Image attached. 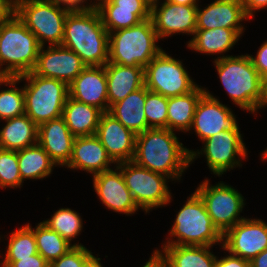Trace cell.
I'll return each instance as SVG.
<instances>
[{
    "label": "cell",
    "instance_id": "obj_7",
    "mask_svg": "<svg viewBox=\"0 0 267 267\" xmlns=\"http://www.w3.org/2000/svg\"><path fill=\"white\" fill-rule=\"evenodd\" d=\"M24 83L25 114L37 125L62 117L69 86L58 79L33 72L17 77ZM25 81V82H24Z\"/></svg>",
    "mask_w": 267,
    "mask_h": 267
},
{
    "label": "cell",
    "instance_id": "obj_36",
    "mask_svg": "<svg viewBox=\"0 0 267 267\" xmlns=\"http://www.w3.org/2000/svg\"><path fill=\"white\" fill-rule=\"evenodd\" d=\"M23 183L19 171L17 151L0 148V189L21 188Z\"/></svg>",
    "mask_w": 267,
    "mask_h": 267
},
{
    "label": "cell",
    "instance_id": "obj_9",
    "mask_svg": "<svg viewBox=\"0 0 267 267\" xmlns=\"http://www.w3.org/2000/svg\"><path fill=\"white\" fill-rule=\"evenodd\" d=\"M70 10L41 0H19L15 14L36 35L39 45H61L64 23Z\"/></svg>",
    "mask_w": 267,
    "mask_h": 267
},
{
    "label": "cell",
    "instance_id": "obj_44",
    "mask_svg": "<svg viewBox=\"0 0 267 267\" xmlns=\"http://www.w3.org/2000/svg\"><path fill=\"white\" fill-rule=\"evenodd\" d=\"M41 1L64 7L70 11H77L87 8L86 0H41Z\"/></svg>",
    "mask_w": 267,
    "mask_h": 267
},
{
    "label": "cell",
    "instance_id": "obj_37",
    "mask_svg": "<svg viewBox=\"0 0 267 267\" xmlns=\"http://www.w3.org/2000/svg\"><path fill=\"white\" fill-rule=\"evenodd\" d=\"M167 107V97L152 91L147 92L144 110L150 128H167Z\"/></svg>",
    "mask_w": 267,
    "mask_h": 267
},
{
    "label": "cell",
    "instance_id": "obj_18",
    "mask_svg": "<svg viewBox=\"0 0 267 267\" xmlns=\"http://www.w3.org/2000/svg\"><path fill=\"white\" fill-rule=\"evenodd\" d=\"M201 7L198 5L197 8L196 29H233L242 37L246 30L243 23L251 20L245 13L242 0H214Z\"/></svg>",
    "mask_w": 267,
    "mask_h": 267
},
{
    "label": "cell",
    "instance_id": "obj_42",
    "mask_svg": "<svg viewBox=\"0 0 267 267\" xmlns=\"http://www.w3.org/2000/svg\"><path fill=\"white\" fill-rule=\"evenodd\" d=\"M226 255L222 257L217 256L216 262H215V267H250V261L242 259L241 257H237L234 255H231L228 252H225Z\"/></svg>",
    "mask_w": 267,
    "mask_h": 267
},
{
    "label": "cell",
    "instance_id": "obj_46",
    "mask_svg": "<svg viewBox=\"0 0 267 267\" xmlns=\"http://www.w3.org/2000/svg\"><path fill=\"white\" fill-rule=\"evenodd\" d=\"M250 267H267V249L250 261Z\"/></svg>",
    "mask_w": 267,
    "mask_h": 267
},
{
    "label": "cell",
    "instance_id": "obj_27",
    "mask_svg": "<svg viewBox=\"0 0 267 267\" xmlns=\"http://www.w3.org/2000/svg\"><path fill=\"white\" fill-rule=\"evenodd\" d=\"M102 113L97 107L69 96L63 108L62 118L75 137L91 136L96 135Z\"/></svg>",
    "mask_w": 267,
    "mask_h": 267
},
{
    "label": "cell",
    "instance_id": "obj_51",
    "mask_svg": "<svg viewBox=\"0 0 267 267\" xmlns=\"http://www.w3.org/2000/svg\"><path fill=\"white\" fill-rule=\"evenodd\" d=\"M90 3H89V2ZM108 1V0H86L87 7L96 8L101 3Z\"/></svg>",
    "mask_w": 267,
    "mask_h": 267
},
{
    "label": "cell",
    "instance_id": "obj_28",
    "mask_svg": "<svg viewBox=\"0 0 267 267\" xmlns=\"http://www.w3.org/2000/svg\"><path fill=\"white\" fill-rule=\"evenodd\" d=\"M0 129V148L19 151L37 144L38 126L26 115L4 120Z\"/></svg>",
    "mask_w": 267,
    "mask_h": 267
},
{
    "label": "cell",
    "instance_id": "obj_29",
    "mask_svg": "<svg viewBox=\"0 0 267 267\" xmlns=\"http://www.w3.org/2000/svg\"><path fill=\"white\" fill-rule=\"evenodd\" d=\"M205 93V87L198 85L190 93L168 98L167 129L187 134L191 128L196 106Z\"/></svg>",
    "mask_w": 267,
    "mask_h": 267
},
{
    "label": "cell",
    "instance_id": "obj_52",
    "mask_svg": "<svg viewBox=\"0 0 267 267\" xmlns=\"http://www.w3.org/2000/svg\"><path fill=\"white\" fill-rule=\"evenodd\" d=\"M260 158H261L260 160H262V161L267 160V147H266V149L263 150V152L261 153Z\"/></svg>",
    "mask_w": 267,
    "mask_h": 267
},
{
    "label": "cell",
    "instance_id": "obj_11",
    "mask_svg": "<svg viewBox=\"0 0 267 267\" xmlns=\"http://www.w3.org/2000/svg\"><path fill=\"white\" fill-rule=\"evenodd\" d=\"M194 191L201 197L214 226L222 235L246 218L240 214L246 199L228 183L220 181L213 185L205 177Z\"/></svg>",
    "mask_w": 267,
    "mask_h": 267
},
{
    "label": "cell",
    "instance_id": "obj_10",
    "mask_svg": "<svg viewBox=\"0 0 267 267\" xmlns=\"http://www.w3.org/2000/svg\"><path fill=\"white\" fill-rule=\"evenodd\" d=\"M201 143L203 144L201 149H188L190 164L204 156L211 174L217 177L242 167L243 160L248 158V149L240 129L221 131Z\"/></svg>",
    "mask_w": 267,
    "mask_h": 267
},
{
    "label": "cell",
    "instance_id": "obj_47",
    "mask_svg": "<svg viewBox=\"0 0 267 267\" xmlns=\"http://www.w3.org/2000/svg\"><path fill=\"white\" fill-rule=\"evenodd\" d=\"M141 267H167L166 264L159 258V256L152 252L150 258Z\"/></svg>",
    "mask_w": 267,
    "mask_h": 267
},
{
    "label": "cell",
    "instance_id": "obj_15",
    "mask_svg": "<svg viewBox=\"0 0 267 267\" xmlns=\"http://www.w3.org/2000/svg\"><path fill=\"white\" fill-rule=\"evenodd\" d=\"M198 5H179L163 0L151 7V19L159 40L174 35H194Z\"/></svg>",
    "mask_w": 267,
    "mask_h": 267
},
{
    "label": "cell",
    "instance_id": "obj_45",
    "mask_svg": "<svg viewBox=\"0 0 267 267\" xmlns=\"http://www.w3.org/2000/svg\"><path fill=\"white\" fill-rule=\"evenodd\" d=\"M15 14L13 0H0V25L7 22Z\"/></svg>",
    "mask_w": 267,
    "mask_h": 267
},
{
    "label": "cell",
    "instance_id": "obj_49",
    "mask_svg": "<svg viewBox=\"0 0 267 267\" xmlns=\"http://www.w3.org/2000/svg\"><path fill=\"white\" fill-rule=\"evenodd\" d=\"M167 1L179 5H199V2L201 3L200 0H167Z\"/></svg>",
    "mask_w": 267,
    "mask_h": 267
},
{
    "label": "cell",
    "instance_id": "obj_25",
    "mask_svg": "<svg viewBox=\"0 0 267 267\" xmlns=\"http://www.w3.org/2000/svg\"><path fill=\"white\" fill-rule=\"evenodd\" d=\"M214 246L161 245L153 250L167 267H215Z\"/></svg>",
    "mask_w": 267,
    "mask_h": 267
},
{
    "label": "cell",
    "instance_id": "obj_24",
    "mask_svg": "<svg viewBox=\"0 0 267 267\" xmlns=\"http://www.w3.org/2000/svg\"><path fill=\"white\" fill-rule=\"evenodd\" d=\"M109 107L145 85L144 68L107 62L105 65Z\"/></svg>",
    "mask_w": 267,
    "mask_h": 267
},
{
    "label": "cell",
    "instance_id": "obj_26",
    "mask_svg": "<svg viewBox=\"0 0 267 267\" xmlns=\"http://www.w3.org/2000/svg\"><path fill=\"white\" fill-rule=\"evenodd\" d=\"M149 90L144 85L127 95L123 100L112 104L108 113L126 128L138 135L149 129L145 116L144 104Z\"/></svg>",
    "mask_w": 267,
    "mask_h": 267
},
{
    "label": "cell",
    "instance_id": "obj_48",
    "mask_svg": "<svg viewBox=\"0 0 267 267\" xmlns=\"http://www.w3.org/2000/svg\"><path fill=\"white\" fill-rule=\"evenodd\" d=\"M99 254L94 255L92 254L84 263L83 267H103V264L101 263V258L98 257Z\"/></svg>",
    "mask_w": 267,
    "mask_h": 267
},
{
    "label": "cell",
    "instance_id": "obj_50",
    "mask_svg": "<svg viewBox=\"0 0 267 267\" xmlns=\"http://www.w3.org/2000/svg\"><path fill=\"white\" fill-rule=\"evenodd\" d=\"M9 78L10 75L0 65V86L3 87V85L7 82Z\"/></svg>",
    "mask_w": 267,
    "mask_h": 267
},
{
    "label": "cell",
    "instance_id": "obj_21",
    "mask_svg": "<svg viewBox=\"0 0 267 267\" xmlns=\"http://www.w3.org/2000/svg\"><path fill=\"white\" fill-rule=\"evenodd\" d=\"M115 166L99 138L91 135L75 137L72 155L65 168L73 171L81 170L93 176L111 170Z\"/></svg>",
    "mask_w": 267,
    "mask_h": 267
},
{
    "label": "cell",
    "instance_id": "obj_30",
    "mask_svg": "<svg viewBox=\"0 0 267 267\" xmlns=\"http://www.w3.org/2000/svg\"><path fill=\"white\" fill-rule=\"evenodd\" d=\"M17 157L23 182L48 178L54 168L57 167L48 153L38 143L17 151Z\"/></svg>",
    "mask_w": 267,
    "mask_h": 267
},
{
    "label": "cell",
    "instance_id": "obj_12",
    "mask_svg": "<svg viewBox=\"0 0 267 267\" xmlns=\"http://www.w3.org/2000/svg\"><path fill=\"white\" fill-rule=\"evenodd\" d=\"M145 86L167 98L193 91L199 84L190 76L184 63L162 49L144 68Z\"/></svg>",
    "mask_w": 267,
    "mask_h": 267
},
{
    "label": "cell",
    "instance_id": "obj_16",
    "mask_svg": "<svg viewBox=\"0 0 267 267\" xmlns=\"http://www.w3.org/2000/svg\"><path fill=\"white\" fill-rule=\"evenodd\" d=\"M86 64L73 51L62 45L40 47L32 72L38 76L58 79L68 86L82 72Z\"/></svg>",
    "mask_w": 267,
    "mask_h": 267
},
{
    "label": "cell",
    "instance_id": "obj_19",
    "mask_svg": "<svg viewBox=\"0 0 267 267\" xmlns=\"http://www.w3.org/2000/svg\"><path fill=\"white\" fill-rule=\"evenodd\" d=\"M96 136L115 164L132 161L135 152L136 134L108 112L101 114Z\"/></svg>",
    "mask_w": 267,
    "mask_h": 267
},
{
    "label": "cell",
    "instance_id": "obj_35",
    "mask_svg": "<svg viewBox=\"0 0 267 267\" xmlns=\"http://www.w3.org/2000/svg\"><path fill=\"white\" fill-rule=\"evenodd\" d=\"M19 84L17 77H10L4 84L7 88L0 86V123L25 114V96L23 86Z\"/></svg>",
    "mask_w": 267,
    "mask_h": 267
},
{
    "label": "cell",
    "instance_id": "obj_43",
    "mask_svg": "<svg viewBox=\"0 0 267 267\" xmlns=\"http://www.w3.org/2000/svg\"><path fill=\"white\" fill-rule=\"evenodd\" d=\"M246 15L252 20L257 12L267 9V0H242Z\"/></svg>",
    "mask_w": 267,
    "mask_h": 267
},
{
    "label": "cell",
    "instance_id": "obj_32",
    "mask_svg": "<svg viewBox=\"0 0 267 267\" xmlns=\"http://www.w3.org/2000/svg\"><path fill=\"white\" fill-rule=\"evenodd\" d=\"M52 231H56L60 236L67 240L73 246H84L79 241L75 243L83 230V219L80 213L68 207L59 208L51 215V218L42 221Z\"/></svg>",
    "mask_w": 267,
    "mask_h": 267
},
{
    "label": "cell",
    "instance_id": "obj_34",
    "mask_svg": "<svg viewBox=\"0 0 267 267\" xmlns=\"http://www.w3.org/2000/svg\"><path fill=\"white\" fill-rule=\"evenodd\" d=\"M9 235V239H8ZM0 234V241L6 237L8 239L6 253L0 250V258H25L35 254H38L36 239L34 231L27 225L15 229L11 234L7 235ZM2 238V239H1ZM5 254V255H3Z\"/></svg>",
    "mask_w": 267,
    "mask_h": 267
},
{
    "label": "cell",
    "instance_id": "obj_23",
    "mask_svg": "<svg viewBox=\"0 0 267 267\" xmlns=\"http://www.w3.org/2000/svg\"><path fill=\"white\" fill-rule=\"evenodd\" d=\"M240 36L233 30L227 28L196 29L191 40L186 42V47L202 55H216L215 60L230 57L227 52L240 41ZM226 54V55H225Z\"/></svg>",
    "mask_w": 267,
    "mask_h": 267
},
{
    "label": "cell",
    "instance_id": "obj_53",
    "mask_svg": "<svg viewBox=\"0 0 267 267\" xmlns=\"http://www.w3.org/2000/svg\"><path fill=\"white\" fill-rule=\"evenodd\" d=\"M163 0H146V2L152 7L153 5L162 2Z\"/></svg>",
    "mask_w": 267,
    "mask_h": 267
},
{
    "label": "cell",
    "instance_id": "obj_20",
    "mask_svg": "<svg viewBox=\"0 0 267 267\" xmlns=\"http://www.w3.org/2000/svg\"><path fill=\"white\" fill-rule=\"evenodd\" d=\"M69 96L79 102L108 112V91L105 66H86L69 85Z\"/></svg>",
    "mask_w": 267,
    "mask_h": 267
},
{
    "label": "cell",
    "instance_id": "obj_31",
    "mask_svg": "<svg viewBox=\"0 0 267 267\" xmlns=\"http://www.w3.org/2000/svg\"><path fill=\"white\" fill-rule=\"evenodd\" d=\"M33 231L36 239L38 253L50 264L59 259L74 246L60 236L56 231H52L47 225L40 221L33 228L30 223H26Z\"/></svg>",
    "mask_w": 267,
    "mask_h": 267
},
{
    "label": "cell",
    "instance_id": "obj_14",
    "mask_svg": "<svg viewBox=\"0 0 267 267\" xmlns=\"http://www.w3.org/2000/svg\"><path fill=\"white\" fill-rule=\"evenodd\" d=\"M222 249L251 261L267 249V222L246 216L222 235Z\"/></svg>",
    "mask_w": 267,
    "mask_h": 267
},
{
    "label": "cell",
    "instance_id": "obj_6",
    "mask_svg": "<svg viewBox=\"0 0 267 267\" xmlns=\"http://www.w3.org/2000/svg\"><path fill=\"white\" fill-rule=\"evenodd\" d=\"M40 47L36 35L16 14L0 25V65L10 77L32 72Z\"/></svg>",
    "mask_w": 267,
    "mask_h": 267
},
{
    "label": "cell",
    "instance_id": "obj_40",
    "mask_svg": "<svg viewBox=\"0 0 267 267\" xmlns=\"http://www.w3.org/2000/svg\"><path fill=\"white\" fill-rule=\"evenodd\" d=\"M256 56L249 54L254 68L260 74V76L267 80V40L263 41L261 46L256 52Z\"/></svg>",
    "mask_w": 267,
    "mask_h": 267
},
{
    "label": "cell",
    "instance_id": "obj_39",
    "mask_svg": "<svg viewBox=\"0 0 267 267\" xmlns=\"http://www.w3.org/2000/svg\"><path fill=\"white\" fill-rule=\"evenodd\" d=\"M0 267H49V263L38 253L25 258H0Z\"/></svg>",
    "mask_w": 267,
    "mask_h": 267
},
{
    "label": "cell",
    "instance_id": "obj_22",
    "mask_svg": "<svg viewBox=\"0 0 267 267\" xmlns=\"http://www.w3.org/2000/svg\"><path fill=\"white\" fill-rule=\"evenodd\" d=\"M75 136L62 117L38 126L37 143L48 153L57 167H65L72 155Z\"/></svg>",
    "mask_w": 267,
    "mask_h": 267
},
{
    "label": "cell",
    "instance_id": "obj_5",
    "mask_svg": "<svg viewBox=\"0 0 267 267\" xmlns=\"http://www.w3.org/2000/svg\"><path fill=\"white\" fill-rule=\"evenodd\" d=\"M152 19L138 25L109 32L108 62L145 68L163 49Z\"/></svg>",
    "mask_w": 267,
    "mask_h": 267
},
{
    "label": "cell",
    "instance_id": "obj_54",
    "mask_svg": "<svg viewBox=\"0 0 267 267\" xmlns=\"http://www.w3.org/2000/svg\"><path fill=\"white\" fill-rule=\"evenodd\" d=\"M267 107V80L265 81V102L264 109Z\"/></svg>",
    "mask_w": 267,
    "mask_h": 267
},
{
    "label": "cell",
    "instance_id": "obj_2",
    "mask_svg": "<svg viewBox=\"0 0 267 267\" xmlns=\"http://www.w3.org/2000/svg\"><path fill=\"white\" fill-rule=\"evenodd\" d=\"M212 62L231 102L240 110L257 115L264 108L265 80L254 68L249 54L233 55Z\"/></svg>",
    "mask_w": 267,
    "mask_h": 267
},
{
    "label": "cell",
    "instance_id": "obj_41",
    "mask_svg": "<svg viewBox=\"0 0 267 267\" xmlns=\"http://www.w3.org/2000/svg\"><path fill=\"white\" fill-rule=\"evenodd\" d=\"M98 6H117V9L125 10H151L146 0H108Z\"/></svg>",
    "mask_w": 267,
    "mask_h": 267
},
{
    "label": "cell",
    "instance_id": "obj_4",
    "mask_svg": "<svg viewBox=\"0 0 267 267\" xmlns=\"http://www.w3.org/2000/svg\"><path fill=\"white\" fill-rule=\"evenodd\" d=\"M175 217L162 245H219L222 248V234L214 226L204 202L195 191L187 197Z\"/></svg>",
    "mask_w": 267,
    "mask_h": 267
},
{
    "label": "cell",
    "instance_id": "obj_33",
    "mask_svg": "<svg viewBox=\"0 0 267 267\" xmlns=\"http://www.w3.org/2000/svg\"><path fill=\"white\" fill-rule=\"evenodd\" d=\"M96 9L108 33L136 26L151 18V10H125L117 9V6H97Z\"/></svg>",
    "mask_w": 267,
    "mask_h": 267
},
{
    "label": "cell",
    "instance_id": "obj_8",
    "mask_svg": "<svg viewBox=\"0 0 267 267\" xmlns=\"http://www.w3.org/2000/svg\"><path fill=\"white\" fill-rule=\"evenodd\" d=\"M122 172L125 185L131 192L138 207L145 213L156 208L167 207L172 202L169 177L141 167L133 161L116 164Z\"/></svg>",
    "mask_w": 267,
    "mask_h": 267
},
{
    "label": "cell",
    "instance_id": "obj_17",
    "mask_svg": "<svg viewBox=\"0 0 267 267\" xmlns=\"http://www.w3.org/2000/svg\"><path fill=\"white\" fill-rule=\"evenodd\" d=\"M92 177L93 189L109 211L132 216L141 210L125 185L122 172L116 166Z\"/></svg>",
    "mask_w": 267,
    "mask_h": 267
},
{
    "label": "cell",
    "instance_id": "obj_3",
    "mask_svg": "<svg viewBox=\"0 0 267 267\" xmlns=\"http://www.w3.org/2000/svg\"><path fill=\"white\" fill-rule=\"evenodd\" d=\"M61 45L73 50L86 66H104L108 62L109 33L96 8L68 13Z\"/></svg>",
    "mask_w": 267,
    "mask_h": 267
},
{
    "label": "cell",
    "instance_id": "obj_13",
    "mask_svg": "<svg viewBox=\"0 0 267 267\" xmlns=\"http://www.w3.org/2000/svg\"><path fill=\"white\" fill-rule=\"evenodd\" d=\"M223 104L219 97L205 88L195 110L193 122L188 133L195 132L199 141H204L211 136L229 129H241L233 110ZM191 131V132H190Z\"/></svg>",
    "mask_w": 267,
    "mask_h": 267
},
{
    "label": "cell",
    "instance_id": "obj_38",
    "mask_svg": "<svg viewBox=\"0 0 267 267\" xmlns=\"http://www.w3.org/2000/svg\"><path fill=\"white\" fill-rule=\"evenodd\" d=\"M85 246H74L59 259L52 261L49 267H83L85 261L93 254Z\"/></svg>",
    "mask_w": 267,
    "mask_h": 267
},
{
    "label": "cell",
    "instance_id": "obj_1",
    "mask_svg": "<svg viewBox=\"0 0 267 267\" xmlns=\"http://www.w3.org/2000/svg\"><path fill=\"white\" fill-rule=\"evenodd\" d=\"M189 148H186L175 131L167 128H149L136 135L132 161L137 165L180 182L190 167Z\"/></svg>",
    "mask_w": 267,
    "mask_h": 267
}]
</instances>
